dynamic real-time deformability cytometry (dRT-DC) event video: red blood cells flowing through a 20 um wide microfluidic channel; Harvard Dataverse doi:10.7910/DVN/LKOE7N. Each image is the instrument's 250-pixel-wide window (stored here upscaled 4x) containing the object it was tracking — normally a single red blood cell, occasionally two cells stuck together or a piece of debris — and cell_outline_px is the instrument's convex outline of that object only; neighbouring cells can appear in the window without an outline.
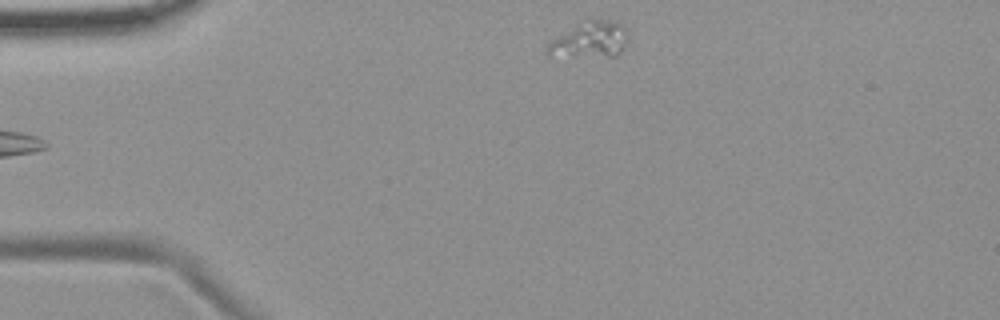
{"species": "common noctule bat (a hibernating species)", "species_latin": "Nyctalus noctula", "temperature_condition": "room temperature", "stored_images_in_passage": 3, "camera_frame_rate_fps": 3000, "um_per_image_px": 0.085, "animal": {"sex": "female", "body_mass_g": 19.9}, "frame": {"image": 1, "passage_image": 3, "time_ms": 2.333, "image_size_px": [1000, 320], "cell_outline_px": [[628, 40], [624, 48], [616, 56], [548, 56], [544, 52], [544, 48], [548, 40], [588, 16], [616, 20], [628, 32]], "centroid_in_image_um": [50.08, 3.33], "position_along_channel_um": 34.9, "area_um2": 18.09}}